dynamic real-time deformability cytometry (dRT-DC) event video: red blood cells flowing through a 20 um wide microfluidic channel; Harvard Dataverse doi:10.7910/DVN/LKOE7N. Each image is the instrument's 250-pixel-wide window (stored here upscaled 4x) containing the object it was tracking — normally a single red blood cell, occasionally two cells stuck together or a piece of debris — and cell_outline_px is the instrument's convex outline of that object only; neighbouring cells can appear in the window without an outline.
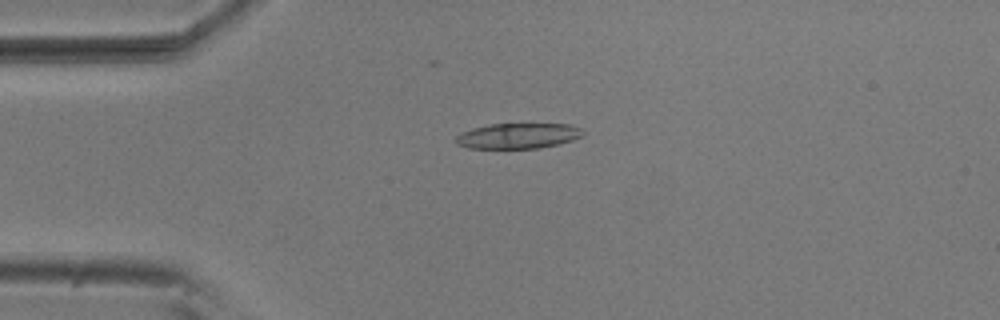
{"species": "common noctule bat (a hibernating species)", "species_latin": "Nyctalus noctula", "temperature_condition": "room temperature", "stored_images_in_passage": 4, "camera_frame_rate_fps": 3000, "um_per_image_px": 0.085, "animal": {"sex": "male", "body_mass_g": 20.5, "forearm_length_mm": 52.5}, "frame": {"image": 1, "passage_image": 3, "time_ms": 0.667, "image_size_px": [1000, 320], "cell_outline_px": [[584, 132], [580, 136], [572, 140], [540, 148], [468, 148], [456, 144], [456, 136], [460, 132], [472, 128], [492, 124], [568, 124], [580, 128]], "centroid_in_image_um": [43.98, 11.54], "position_along_channel_um": 41.0, "area_um2": 18.67}}